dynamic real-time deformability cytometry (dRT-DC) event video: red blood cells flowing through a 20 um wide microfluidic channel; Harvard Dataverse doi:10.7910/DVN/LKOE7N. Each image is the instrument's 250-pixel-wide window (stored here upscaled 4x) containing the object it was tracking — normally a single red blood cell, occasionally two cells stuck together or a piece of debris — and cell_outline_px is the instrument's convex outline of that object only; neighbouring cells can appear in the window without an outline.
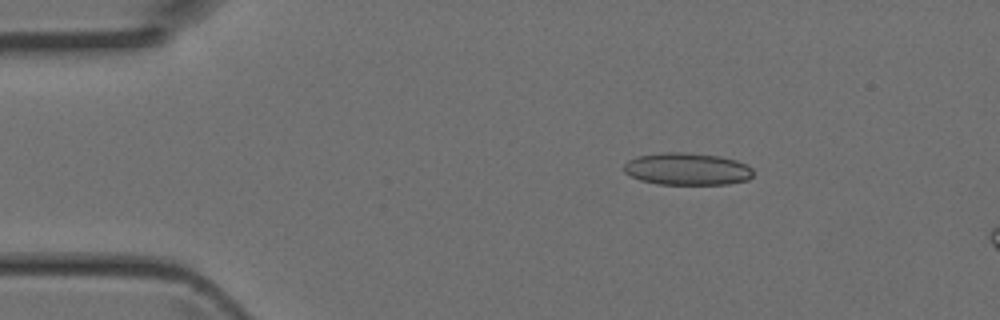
{"species": "Egyptian fruit bat (a non-hibernating species)", "species_latin": "Rousettus aegyptiacus", "temperature_condition": "room temperature", "stored_images_in_passage": 4, "camera_frame_rate_fps": 3000, "um_per_image_px": 0.085, "animal": {"sex": "female"}, "frame": {"image": 1, "passage_image": 2, "time_ms": 0.333, "image_size_px": [1000, 320], "cell_outline_px": [[752, 176], [748, 180], [728, 184], [656, 184], [640, 180], [624, 172], [624, 164], [628, 160], [636, 156], [660, 152], [688, 152], [720, 156], [736, 160], [752, 168]], "centroid_in_image_um": [58.38, 14.35], "position_along_channel_um": 26.6, "area_um2": 24.45}}